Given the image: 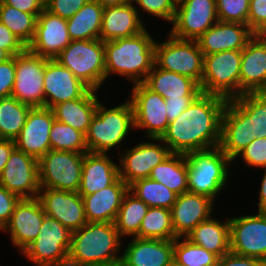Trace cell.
<instances>
[{
    "instance_id": "44",
    "label": "cell",
    "mask_w": 266,
    "mask_h": 266,
    "mask_svg": "<svg viewBox=\"0 0 266 266\" xmlns=\"http://www.w3.org/2000/svg\"><path fill=\"white\" fill-rule=\"evenodd\" d=\"M134 1L147 13L173 22L177 0H132Z\"/></svg>"
},
{
    "instance_id": "37",
    "label": "cell",
    "mask_w": 266,
    "mask_h": 266,
    "mask_svg": "<svg viewBox=\"0 0 266 266\" xmlns=\"http://www.w3.org/2000/svg\"><path fill=\"white\" fill-rule=\"evenodd\" d=\"M135 237L160 240L176 239L171 211L161 207H149L141 222L139 233Z\"/></svg>"
},
{
    "instance_id": "29",
    "label": "cell",
    "mask_w": 266,
    "mask_h": 266,
    "mask_svg": "<svg viewBox=\"0 0 266 266\" xmlns=\"http://www.w3.org/2000/svg\"><path fill=\"white\" fill-rule=\"evenodd\" d=\"M252 91H266V46L255 36L242 50L240 96Z\"/></svg>"
},
{
    "instance_id": "12",
    "label": "cell",
    "mask_w": 266,
    "mask_h": 266,
    "mask_svg": "<svg viewBox=\"0 0 266 266\" xmlns=\"http://www.w3.org/2000/svg\"><path fill=\"white\" fill-rule=\"evenodd\" d=\"M129 99L134 116V128L145 129L150 139L161 138L168 128L165 99L143 82L133 85Z\"/></svg>"
},
{
    "instance_id": "21",
    "label": "cell",
    "mask_w": 266,
    "mask_h": 266,
    "mask_svg": "<svg viewBox=\"0 0 266 266\" xmlns=\"http://www.w3.org/2000/svg\"><path fill=\"white\" fill-rule=\"evenodd\" d=\"M172 152L167 145L149 142L127 149L120 159L119 177L129 186L133 182L149 178L152 169ZM122 166V168H121Z\"/></svg>"
},
{
    "instance_id": "52",
    "label": "cell",
    "mask_w": 266,
    "mask_h": 266,
    "mask_svg": "<svg viewBox=\"0 0 266 266\" xmlns=\"http://www.w3.org/2000/svg\"><path fill=\"white\" fill-rule=\"evenodd\" d=\"M263 260L229 252L217 261L216 266H262Z\"/></svg>"
},
{
    "instance_id": "45",
    "label": "cell",
    "mask_w": 266,
    "mask_h": 266,
    "mask_svg": "<svg viewBox=\"0 0 266 266\" xmlns=\"http://www.w3.org/2000/svg\"><path fill=\"white\" fill-rule=\"evenodd\" d=\"M249 166L266 167V138H255L239 154Z\"/></svg>"
},
{
    "instance_id": "40",
    "label": "cell",
    "mask_w": 266,
    "mask_h": 266,
    "mask_svg": "<svg viewBox=\"0 0 266 266\" xmlns=\"http://www.w3.org/2000/svg\"><path fill=\"white\" fill-rule=\"evenodd\" d=\"M250 118L252 141L266 138V91H252L232 99Z\"/></svg>"
},
{
    "instance_id": "58",
    "label": "cell",
    "mask_w": 266,
    "mask_h": 266,
    "mask_svg": "<svg viewBox=\"0 0 266 266\" xmlns=\"http://www.w3.org/2000/svg\"><path fill=\"white\" fill-rule=\"evenodd\" d=\"M11 56L2 48H0V62H4L9 59Z\"/></svg>"
},
{
    "instance_id": "31",
    "label": "cell",
    "mask_w": 266,
    "mask_h": 266,
    "mask_svg": "<svg viewBox=\"0 0 266 266\" xmlns=\"http://www.w3.org/2000/svg\"><path fill=\"white\" fill-rule=\"evenodd\" d=\"M99 100L96 90L90 89L83 97L55 105V119L86 134Z\"/></svg>"
},
{
    "instance_id": "17",
    "label": "cell",
    "mask_w": 266,
    "mask_h": 266,
    "mask_svg": "<svg viewBox=\"0 0 266 266\" xmlns=\"http://www.w3.org/2000/svg\"><path fill=\"white\" fill-rule=\"evenodd\" d=\"M71 41L67 19L44 9L37 17L35 34L27 50L34 55L54 59Z\"/></svg>"
},
{
    "instance_id": "38",
    "label": "cell",
    "mask_w": 266,
    "mask_h": 266,
    "mask_svg": "<svg viewBox=\"0 0 266 266\" xmlns=\"http://www.w3.org/2000/svg\"><path fill=\"white\" fill-rule=\"evenodd\" d=\"M128 190L149 207L171 209L177 194L162 183L150 178L140 179L128 186Z\"/></svg>"
},
{
    "instance_id": "30",
    "label": "cell",
    "mask_w": 266,
    "mask_h": 266,
    "mask_svg": "<svg viewBox=\"0 0 266 266\" xmlns=\"http://www.w3.org/2000/svg\"><path fill=\"white\" fill-rule=\"evenodd\" d=\"M143 83L164 99L199 96L202 93L199 84L192 78L160 69L155 64Z\"/></svg>"
},
{
    "instance_id": "48",
    "label": "cell",
    "mask_w": 266,
    "mask_h": 266,
    "mask_svg": "<svg viewBox=\"0 0 266 266\" xmlns=\"http://www.w3.org/2000/svg\"><path fill=\"white\" fill-rule=\"evenodd\" d=\"M20 197L0 186V229L9 222Z\"/></svg>"
},
{
    "instance_id": "23",
    "label": "cell",
    "mask_w": 266,
    "mask_h": 266,
    "mask_svg": "<svg viewBox=\"0 0 266 266\" xmlns=\"http://www.w3.org/2000/svg\"><path fill=\"white\" fill-rule=\"evenodd\" d=\"M253 37L254 33L248 25L218 20L197 42L203 55H210L222 51L243 50Z\"/></svg>"
},
{
    "instance_id": "15",
    "label": "cell",
    "mask_w": 266,
    "mask_h": 266,
    "mask_svg": "<svg viewBox=\"0 0 266 266\" xmlns=\"http://www.w3.org/2000/svg\"><path fill=\"white\" fill-rule=\"evenodd\" d=\"M0 186L22 198H36L40 190L38 160L14 149L0 175Z\"/></svg>"
},
{
    "instance_id": "2",
    "label": "cell",
    "mask_w": 266,
    "mask_h": 266,
    "mask_svg": "<svg viewBox=\"0 0 266 266\" xmlns=\"http://www.w3.org/2000/svg\"><path fill=\"white\" fill-rule=\"evenodd\" d=\"M104 50L106 78L117 73L142 83L154 66L155 41L146 29L130 38L106 41Z\"/></svg>"
},
{
    "instance_id": "5",
    "label": "cell",
    "mask_w": 266,
    "mask_h": 266,
    "mask_svg": "<svg viewBox=\"0 0 266 266\" xmlns=\"http://www.w3.org/2000/svg\"><path fill=\"white\" fill-rule=\"evenodd\" d=\"M130 128L134 129V116L129 100L110 109L98 102L96 113L85 134L88 152L107 153L123 142Z\"/></svg>"
},
{
    "instance_id": "43",
    "label": "cell",
    "mask_w": 266,
    "mask_h": 266,
    "mask_svg": "<svg viewBox=\"0 0 266 266\" xmlns=\"http://www.w3.org/2000/svg\"><path fill=\"white\" fill-rule=\"evenodd\" d=\"M250 0H216L219 21L247 25Z\"/></svg>"
},
{
    "instance_id": "46",
    "label": "cell",
    "mask_w": 266,
    "mask_h": 266,
    "mask_svg": "<svg viewBox=\"0 0 266 266\" xmlns=\"http://www.w3.org/2000/svg\"><path fill=\"white\" fill-rule=\"evenodd\" d=\"M89 0H45V9L61 18H71Z\"/></svg>"
},
{
    "instance_id": "60",
    "label": "cell",
    "mask_w": 266,
    "mask_h": 266,
    "mask_svg": "<svg viewBox=\"0 0 266 266\" xmlns=\"http://www.w3.org/2000/svg\"><path fill=\"white\" fill-rule=\"evenodd\" d=\"M169 266H185V265L180 264L179 262H177L176 260L173 259Z\"/></svg>"
},
{
    "instance_id": "57",
    "label": "cell",
    "mask_w": 266,
    "mask_h": 266,
    "mask_svg": "<svg viewBox=\"0 0 266 266\" xmlns=\"http://www.w3.org/2000/svg\"><path fill=\"white\" fill-rule=\"evenodd\" d=\"M253 33L254 36L258 38L266 46V27L257 28Z\"/></svg>"
},
{
    "instance_id": "32",
    "label": "cell",
    "mask_w": 266,
    "mask_h": 266,
    "mask_svg": "<svg viewBox=\"0 0 266 266\" xmlns=\"http://www.w3.org/2000/svg\"><path fill=\"white\" fill-rule=\"evenodd\" d=\"M185 238L220 258L230 252L229 219L222 223L210 217L199 223Z\"/></svg>"
},
{
    "instance_id": "16",
    "label": "cell",
    "mask_w": 266,
    "mask_h": 266,
    "mask_svg": "<svg viewBox=\"0 0 266 266\" xmlns=\"http://www.w3.org/2000/svg\"><path fill=\"white\" fill-rule=\"evenodd\" d=\"M37 198L45 215L59 221L70 232L80 229L88 222L84 203L78 192L40 188Z\"/></svg>"
},
{
    "instance_id": "22",
    "label": "cell",
    "mask_w": 266,
    "mask_h": 266,
    "mask_svg": "<svg viewBox=\"0 0 266 266\" xmlns=\"http://www.w3.org/2000/svg\"><path fill=\"white\" fill-rule=\"evenodd\" d=\"M251 141V118L233 100H227L222 115L219 147L234 161Z\"/></svg>"
},
{
    "instance_id": "14",
    "label": "cell",
    "mask_w": 266,
    "mask_h": 266,
    "mask_svg": "<svg viewBox=\"0 0 266 266\" xmlns=\"http://www.w3.org/2000/svg\"><path fill=\"white\" fill-rule=\"evenodd\" d=\"M217 21L216 0H179L170 34L182 40H197Z\"/></svg>"
},
{
    "instance_id": "61",
    "label": "cell",
    "mask_w": 266,
    "mask_h": 266,
    "mask_svg": "<svg viewBox=\"0 0 266 266\" xmlns=\"http://www.w3.org/2000/svg\"><path fill=\"white\" fill-rule=\"evenodd\" d=\"M265 27H266V20L258 28H265Z\"/></svg>"
},
{
    "instance_id": "55",
    "label": "cell",
    "mask_w": 266,
    "mask_h": 266,
    "mask_svg": "<svg viewBox=\"0 0 266 266\" xmlns=\"http://www.w3.org/2000/svg\"><path fill=\"white\" fill-rule=\"evenodd\" d=\"M261 189H260V196H259V203H258V211L266 212V167L265 172L263 175Z\"/></svg>"
},
{
    "instance_id": "53",
    "label": "cell",
    "mask_w": 266,
    "mask_h": 266,
    "mask_svg": "<svg viewBox=\"0 0 266 266\" xmlns=\"http://www.w3.org/2000/svg\"><path fill=\"white\" fill-rule=\"evenodd\" d=\"M8 6H13L22 12L39 15L45 9V0H1Z\"/></svg>"
},
{
    "instance_id": "9",
    "label": "cell",
    "mask_w": 266,
    "mask_h": 266,
    "mask_svg": "<svg viewBox=\"0 0 266 266\" xmlns=\"http://www.w3.org/2000/svg\"><path fill=\"white\" fill-rule=\"evenodd\" d=\"M71 233L56 219L45 216L37 238L22 253L36 266H67Z\"/></svg>"
},
{
    "instance_id": "36",
    "label": "cell",
    "mask_w": 266,
    "mask_h": 266,
    "mask_svg": "<svg viewBox=\"0 0 266 266\" xmlns=\"http://www.w3.org/2000/svg\"><path fill=\"white\" fill-rule=\"evenodd\" d=\"M31 109L11 96L0 99V133L3 139L14 141L17 138Z\"/></svg>"
},
{
    "instance_id": "25",
    "label": "cell",
    "mask_w": 266,
    "mask_h": 266,
    "mask_svg": "<svg viewBox=\"0 0 266 266\" xmlns=\"http://www.w3.org/2000/svg\"><path fill=\"white\" fill-rule=\"evenodd\" d=\"M174 259V240L134 239L121 256L123 266H169Z\"/></svg>"
},
{
    "instance_id": "20",
    "label": "cell",
    "mask_w": 266,
    "mask_h": 266,
    "mask_svg": "<svg viewBox=\"0 0 266 266\" xmlns=\"http://www.w3.org/2000/svg\"><path fill=\"white\" fill-rule=\"evenodd\" d=\"M45 216L37 197L22 198L16 204L9 222L2 230H8L14 246H18L23 251L37 238Z\"/></svg>"
},
{
    "instance_id": "13",
    "label": "cell",
    "mask_w": 266,
    "mask_h": 266,
    "mask_svg": "<svg viewBox=\"0 0 266 266\" xmlns=\"http://www.w3.org/2000/svg\"><path fill=\"white\" fill-rule=\"evenodd\" d=\"M230 252L266 259V212L229 219Z\"/></svg>"
},
{
    "instance_id": "7",
    "label": "cell",
    "mask_w": 266,
    "mask_h": 266,
    "mask_svg": "<svg viewBox=\"0 0 266 266\" xmlns=\"http://www.w3.org/2000/svg\"><path fill=\"white\" fill-rule=\"evenodd\" d=\"M242 50L222 51L204 55L202 93L226 100L240 96V64Z\"/></svg>"
},
{
    "instance_id": "8",
    "label": "cell",
    "mask_w": 266,
    "mask_h": 266,
    "mask_svg": "<svg viewBox=\"0 0 266 266\" xmlns=\"http://www.w3.org/2000/svg\"><path fill=\"white\" fill-rule=\"evenodd\" d=\"M168 37L166 42H155L154 64L160 69L188 76L200 85L204 55L197 40H182L171 34Z\"/></svg>"
},
{
    "instance_id": "33",
    "label": "cell",
    "mask_w": 266,
    "mask_h": 266,
    "mask_svg": "<svg viewBox=\"0 0 266 266\" xmlns=\"http://www.w3.org/2000/svg\"><path fill=\"white\" fill-rule=\"evenodd\" d=\"M104 8L89 0L71 18L67 19V30L71 40L100 39Z\"/></svg>"
},
{
    "instance_id": "59",
    "label": "cell",
    "mask_w": 266,
    "mask_h": 266,
    "mask_svg": "<svg viewBox=\"0 0 266 266\" xmlns=\"http://www.w3.org/2000/svg\"><path fill=\"white\" fill-rule=\"evenodd\" d=\"M90 266H123L121 261L116 262H110V263H104V264H96V265H90Z\"/></svg>"
},
{
    "instance_id": "47",
    "label": "cell",
    "mask_w": 266,
    "mask_h": 266,
    "mask_svg": "<svg viewBox=\"0 0 266 266\" xmlns=\"http://www.w3.org/2000/svg\"><path fill=\"white\" fill-rule=\"evenodd\" d=\"M15 81V56L0 62V99L10 97Z\"/></svg>"
},
{
    "instance_id": "26",
    "label": "cell",
    "mask_w": 266,
    "mask_h": 266,
    "mask_svg": "<svg viewBox=\"0 0 266 266\" xmlns=\"http://www.w3.org/2000/svg\"><path fill=\"white\" fill-rule=\"evenodd\" d=\"M128 185L119 177L112 185L82 197L88 222L114 223Z\"/></svg>"
},
{
    "instance_id": "28",
    "label": "cell",
    "mask_w": 266,
    "mask_h": 266,
    "mask_svg": "<svg viewBox=\"0 0 266 266\" xmlns=\"http://www.w3.org/2000/svg\"><path fill=\"white\" fill-rule=\"evenodd\" d=\"M118 168L119 166L107 156V153L86 152L78 193L89 195L112 185L119 178Z\"/></svg>"
},
{
    "instance_id": "41",
    "label": "cell",
    "mask_w": 266,
    "mask_h": 266,
    "mask_svg": "<svg viewBox=\"0 0 266 266\" xmlns=\"http://www.w3.org/2000/svg\"><path fill=\"white\" fill-rule=\"evenodd\" d=\"M49 136L51 150L88 152L85 134L56 119L52 124Z\"/></svg>"
},
{
    "instance_id": "11",
    "label": "cell",
    "mask_w": 266,
    "mask_h": 266,
    "mask_svg": "<svg viewBox=\"0 0 266 266\" xmlns=\"http://www.w3.org/2000/svg\"><path fill=\"white\" fill-rule=\"evenodd\" d=\"M48 58L34 55L27 49L15 55V81L11 97L32 108L45 107L44 69Z\"/></svg>"
},
{
    "instance_id": "51",
    "label": "cell",
    "mask_w": 266,
    "mask_h": 266,
    "mask_svg": "<svg viewBox=\"0 0 266 266\" xmlns=\"http://www.w3.org/2000/svg\"><path fill=\"white\" fill-rule=\"evenodd\" d=\"M198 96H181V98H165L168 121L175 120Z\"/></svg>"
},
{
    "instance_id": "19",
    "label": "cell",
    "mask_w": 266,
    "mask_h": 266,
    "mask_svg": "<svg viewBox=\"0 0 266 266\" xmlns=\"http://www.w3.org/2000/svg\"><path fill=\"white\" fill-rule=\"evenodd\" d=\"M55 120L50 108H32L17 138L15 148L39 160L50 147V130Z\"/></svg>"
},
{
    "instance_id": "34",
    "label": "cell",
    "mask_w": 266,
    "mask_h": 266,
    "mask_svg": "<svg viewBox=\"0 0 266 266\" xmlns=\"http://www.w3.org/2000/svg\"><path fill=\"white\" fill-rule=\"evenodd\" d=\"M149 178L162 183L177 195L187 192L188 172L185 154L171 153L152 169Z\"/></svg>"
},
{
    "instance_id": "49",
    "label": "cell",
    "mask_w": 266,
    "mask_h": 266,
    "mask_svg": "<svg viewBox=\"0 0 266 266\" xmlns=\"http://www.w3.org/2000/svg\"><path fill=\"white\" fill-rule=\"evenodd\" d=\"M0 48L10 56L22 54L27 47L3 24L0 22Z\"/></svg>"
},
{
    "instance_id": "39",
    "label": "cell",
    "mask_w": 266,
    "mask_h": 266,
    "mask_svg": "<svg viewBox=\"0 0 266 266\" xmlns=\"http://www.w3.org/2000/svg\"><path fill=\"white\" fill-rule=\"evenodd\" d=\"M38 15L22 12L0 0V22L3 23L26 47L31 43Z\"/></svg>"
},
{
    "instance_id": "4",
    "label": "cell",
    "mask_w": 266,
    "mask_h": 266,
    "mask_svg": "<svg viewBox=\"0 0 266 266\" xmlns=\"http://www.w3.org/2000/svg\"><path fill=\"white\" fill-rule=\"evenodd\" d=\"M188 172V192L209 197L214 201L216 195L225 187L228 165L232 160L218 146L192 151L185 154Z\"/></svg>"
},
{
    "instance_id": "42",
    "label": "cell",
    "mask_w": 266,
    "mask_h": 266,
    "mask_svg": "<svg viewBox=\"0 0 266 266\" xmlns=\"http://www.w3.org/2000/svg\"><path fill=\"white\" fill-rule=\"evenodd\" d=\"M174 239V260L185 266H216L219 257L184 237Z\"/></svg>"
},
{
    "instance_id": "6",
    "label": "cell",
    "mask_w": 266,
    "mask_h": 266,
    "mask_svg": "<svg viewBox=\"0 0 266 266\" xmlns=\"http://www.w3.org/2000/svg\"><path fill=\"white\" fill-rule=\"evenodd\" d=\"M54 59L92 90L97 91L106 79L101 39L72 40Z\"/></svg>"
},
{
    "instance_id": "35",
    "label": "cell",
    "mask_w": 266,
    "mask_h": 266,
    "mask_svg": "<svg viewBox=\"0 0 266 266\" xmlns=\"http://www.w3.org/2000/svg\"><path fill=\"white\" fill-rule=\"evenodd\" d=\"M149 206L137 198L129 190L125 193L114 225L120 236L139 233L141 222L146 215Z\"/></svg>"
},
{
    "instance_id": "3",
    "label": "cell",
    "mask_w": 266,
    "mask_h": 266,
    "mask_svg": "<svg viewBox=\"0 0 266 266\" xmlns=\"http://www.w3.org/2000/svg\"><path fill=\"white\" fill-rule=\"evenodd\" d=\"M121 236L114 223L87 222L71 233L67 266H90L121 261Z\"/></svg>"
},
{
    "instance_id": "54",
    "label": "cell",
    "mask_w": 266,
    "mask_h": 266,
    "mask_svg": "<svg viewBox=\"0 0 266 266\" xmlns=\"http://www.w3.org/2000/svg\"><path fill=\"white\" fill-rule=\"evenodd\" d=\"M14 149L15 142L13 140L3 139L0 141V175Z\"/></svg>"
},
{
    "instance_id": "18",
    "label": "cell",
    "mask_w": 266,
    "mask_h": 266,
    "mask_svg": "<svg viewBox=\"0 0 266 266\" xmlns=\"http://www.w3.org/2000/svg\"><path fill=\"white\" fill-rule=\"evenodd\" d=\"M43 87L45 108L50 109L59 103L83 97L90 90L69 69L55 59L46 61Z\"/></svg>"
},
{
    "instance_id": "62",
    "label": "cell",
    "mask_w": 266,
    "mask_h": 266,
    "mask_svg": "<svg viewBox=\"0 0 266 266\" xmlns=\"http://www.w3.org/2000/svg\"><path fill=\"white\" fill-rule=\"evenodd\" d=\"M262 266H266V259L263 260Z\"/></svg>"
},
{
    "instance_id": "50",
    "label": "cell",
    "mask_w": 266,
    "mask_h": 266,
    "mask_svg": "<svg viewBox=\"0 0 266 266\" xmlns=\"http://www.w3.org/2000/svg\"><path fill=\"white\" fill-rule=\"evenodd\" d=\"M266 20V0H250L247 25L254 32Z\"/></svg>"
},
{
    "instance_id": "1",
    "label": "cell",
    "mask_w": 266,
    "mask_h": 266,
    "mask_svg": "<svg viewBox=\"0 0 266 266\" xmlns=\"http://www.w3.org/2000/svg\"><path fill=\"white\" fill-rule=\"evenodd\" d=\"M227 100L201 93L175 120L169 122L161 138L172 153L187 154L218 147L222 115Z\"/></svg>"
},
{
    "instance_id": "27",
    "label": "cell",
    "mask_w": 266,
    "mask_h": 266,
    "mask_svg": "<svg viewBox=\"0 0 266 266\" xmlns=\"http://www.w3.org/2000/svg\"><path fill=\"white\" fill-rule=\"evenodd\" d=\"M146 28L131 2L126 5L105 7L102 14L100 39L103 42L118 38H130Z\"/></svg>"
},
{
    "instance_id": "56",
    "label": "cell",
    "mask_w": 266,
    "mask_h": 266,
    "mask_svg": "<svg viewBox=\"0 0 266 266\" xmlns=\"http://www.w3.org/2000/svg\"><path fill=\"white\" fill-rule=\"evenodd\" d=\"M92 1L97 2L103 8L126 5L132 2V0H92Z\"/></svg>"
},
{
    "instance_id": "24",
    "label": "cell",
    "mask_w": 266,
    "mask_h": 266,
    "mask_svg": "<svg viewBox=\"0 0 266 266\" xmlns=\"http://www.w3.org/2000/svg\"><path fill=\"white\" fill-rule=\"evenodd\" d=\"M213 203L209 197L188 191L178 195L170 209L174 234L186 237L199 223L208 220Z\"/></svg>"
},
{
    "instance_id": "10",
    "label": "cell",
    "mask_w": 266,
    "mask_h": 266,
    "mask_svg": "<svg viewBox=\"0 0 266 266\" xmlns=\"http://www.w3.org/2000/svg\"><path fill=\"white\" fill-rule=\"evenodd\" d=\"M84 154L49 150L38 160L40 187L78 192Z\"/></svg>"
}]
</instances>
